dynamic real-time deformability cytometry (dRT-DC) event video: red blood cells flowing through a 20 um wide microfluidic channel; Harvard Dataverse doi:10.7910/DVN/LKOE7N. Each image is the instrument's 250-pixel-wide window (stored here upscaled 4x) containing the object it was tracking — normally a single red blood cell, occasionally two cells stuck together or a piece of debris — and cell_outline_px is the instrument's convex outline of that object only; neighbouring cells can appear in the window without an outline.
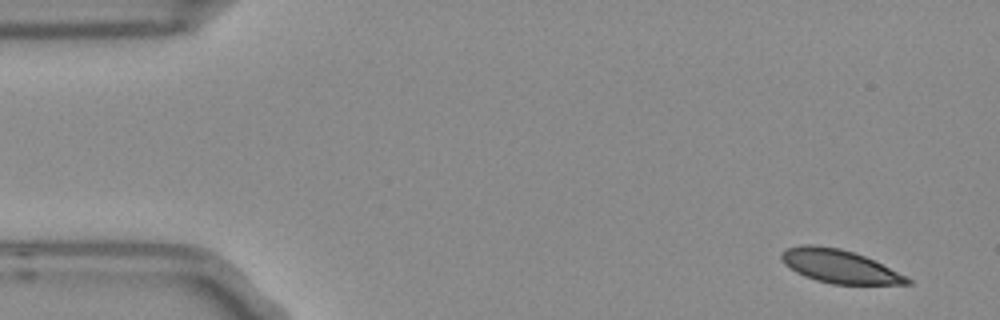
{"species": "Egyptian fruit bat (a non-hibernating species)", "species_latin": "Rousettus aegyptiacus", "temperature_condition": "room temperature", "stored_images_in_passage": 4, "camera_frame_rate_fps": 3000, "um_per_image_px": 0.085, "frame": {"image": 1, "passage_image": 1, "time_ms": 0.0, "image_size_px": [1000, 320], "cell_outline_px": [[912, 284], [832, 284], [816, 280], [804, 276], [796, 272], [784, 264], [780, 256], [780, 252], [788, 248], [800, 244], [812, 244], [840, 248], [864, 256], [912, 280]], "centroid_in_image_um": [71.27, 22.63], "position_along_channel_um": 13.7, "area_um2": 24.1}}
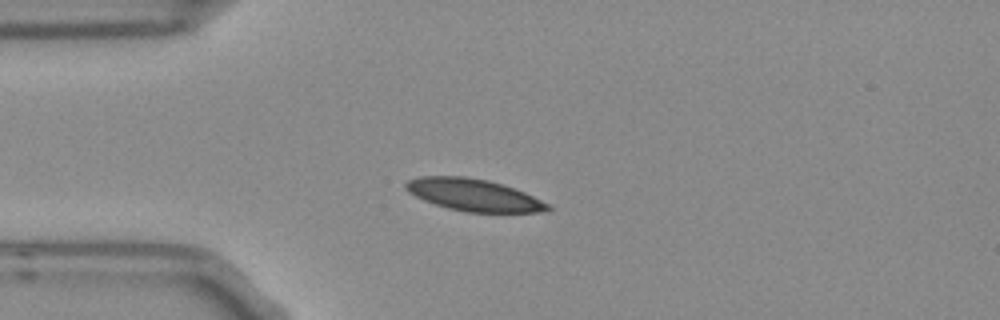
{"frame": {"image": 2, "passage_image": 4, "time_ms": 1.0, "image_size_px": [1000, 320], "cell_outline_px": [[552, 208], [544, 212], [464, 212], [448, 208], [424, 200], [408, 192], [404, 188], [404, 184], [408, 180], [420, 176], [464, 176], [488, 180], [504, 184], [524, 192], [548, 204]], "centroid_in_image_um": [40.24, 16.56], "position_along_channel_um": 44.8, "area_um2": 26.47}}